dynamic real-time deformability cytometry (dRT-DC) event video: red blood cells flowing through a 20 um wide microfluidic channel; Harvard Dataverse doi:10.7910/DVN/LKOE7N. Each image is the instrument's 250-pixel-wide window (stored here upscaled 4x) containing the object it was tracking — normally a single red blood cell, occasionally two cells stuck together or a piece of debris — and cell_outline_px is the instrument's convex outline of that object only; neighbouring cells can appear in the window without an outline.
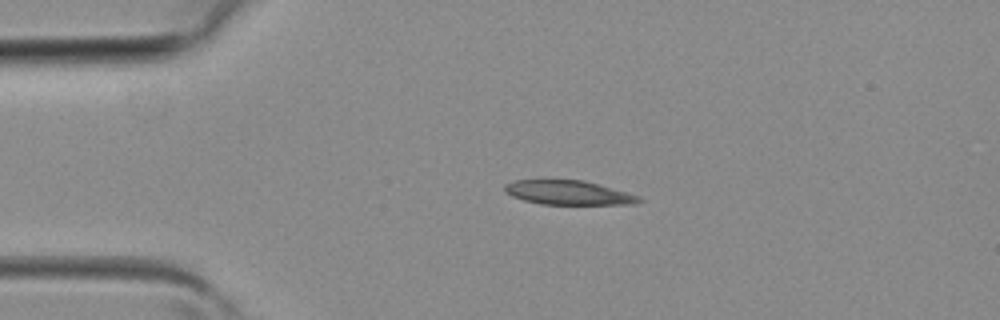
{"species": "common noctule bat (a hibernating species)", "species_latin": "Nyctalus noctula", "temperature_condition": "room temperature", "stored_images_in_passage": 3, "camera_frame_rate_fps": 3000, "um_per_image_px": 0.085, "animal": {"sex": "female", "body_mass_g": 19.3, "forearm_length_mm": 54.1}, "frame": {"image": 1, "passage_image": 3, "time_ms": 0.667, "image_size_px": [1000, 320], "cell_outline_px": [[644, 200], [636, 204], [540, 204], [524, 200], [512, 196], [504, 192], [504, 184], [516, 180], [584, 180], [640, 196]], "centroid_in_image_um": [48.31, 16.38], "position_along_channel_um": 36.7, "area_um2": 18.9}}